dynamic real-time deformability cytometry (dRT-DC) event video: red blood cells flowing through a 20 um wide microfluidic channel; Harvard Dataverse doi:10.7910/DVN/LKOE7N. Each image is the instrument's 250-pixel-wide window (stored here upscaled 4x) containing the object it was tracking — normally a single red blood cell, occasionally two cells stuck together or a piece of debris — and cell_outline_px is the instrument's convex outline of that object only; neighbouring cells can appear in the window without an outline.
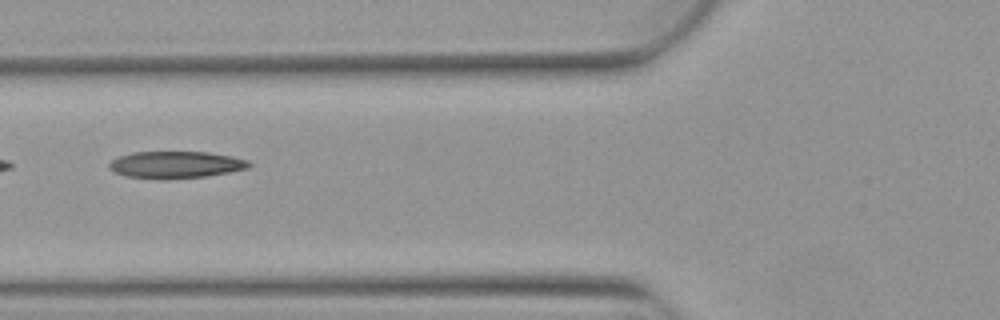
{"species": "Egyptian fruit bat (a non-hibernating species)", "species_latin": "Rousettus aegyptiacus", "temperature_condition": "warm", "stored_images_in_passage": 4, "camera_frame_rate_fps": 3000, "um_per_image_px": 0.085, "animal": {"sex": "female"}, "frame": {"image": 1, "passage_image": 4, "time_ms": 1.0, "image_size_px": [1000, 320], "cell_outline_px": [[252, 164], [248, 168], [208, 176], [168, 180], [160, 180], [124, 176], [112, 172], [108, 168], [108, 164], [116, 156], [132, 152], [208, 152], [232, 156], [248, 160]], "centroid_in_image_um": [14.88, 14.01], "position_along_channel_um": 110.9, "area_um2": 22.48}}